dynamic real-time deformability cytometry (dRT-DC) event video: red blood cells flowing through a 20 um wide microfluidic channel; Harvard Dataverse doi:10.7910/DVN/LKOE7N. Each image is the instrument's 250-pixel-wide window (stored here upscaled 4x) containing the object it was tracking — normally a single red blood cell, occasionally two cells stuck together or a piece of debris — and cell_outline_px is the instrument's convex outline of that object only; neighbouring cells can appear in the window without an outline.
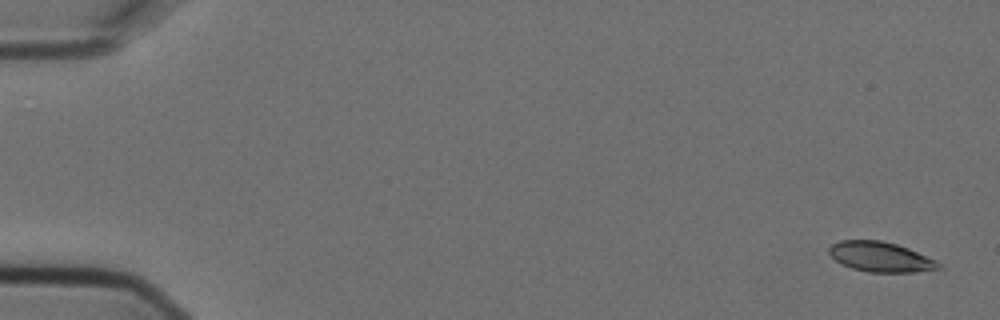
{"species": "Egyptian fruit bat (a non-hibernating species)", "species_latin": "Rousettus aegyptiacus", "temperature_condition": "cold", "stored_images_in_passage": 8, "camera_frame_rate_fps": 3000, "um_per_image_px": 0.085, "animal": {"sex": "female"}, "frame": {"image": 1, "passage_image": 1, "time_ms": 0.0, "image_size_px": [1000, 320], "cell_outline_px": [[944, 268], [912, 272], [868, 272], [852, 268], [840, 264], [828, 252], [828, 248], [832, 244], [840, 240], [880, 240], [896, 244], [908, 248], [936, 260]], "centroid_in_image_um": [74.84, 21.83], "position_along_channel_um": 10.2, "area_um2": 19.13}}
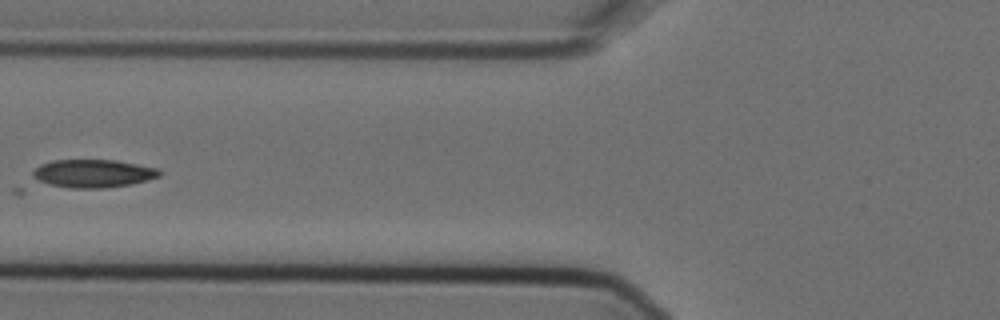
{"frame": {"image": 2, "passage_image": 7, "time_ms": 2.0, "image_size_px": [1000, 320], "cell_outline_px": [[160, 176], [148, 180], [132, 184], [104, 188], [68, 188], [48, 184], [32, 180], [32, 172], [40, 164], [52, 160], [116, 160], [160, 168]], "centroid_in_image_um": [7.89, 14.75], "position_along_channel_um": 117.9, "area_um2": 21.04}}
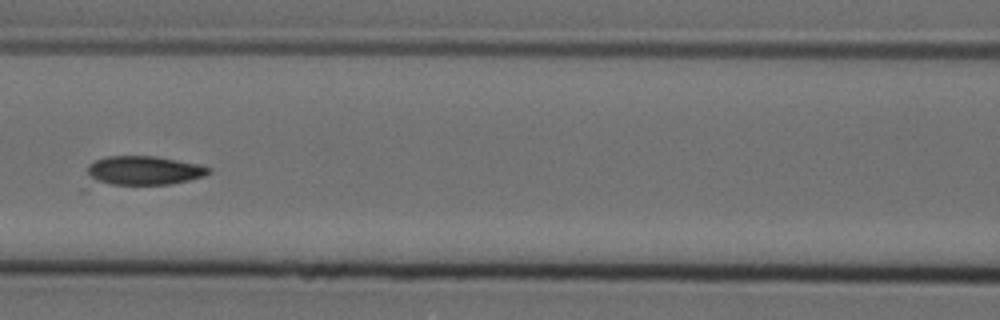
{"frame": {"image": 3, "passage_image": 8, "time_ms": 2.333, "image_size_px": [1000, 320], "cell_outline_px": [[212, 172], [204, 176], [172, 184], [84, 192], [80, 188], [88, 164], [96, 160], [108, 156], [156, 156], [200, 164], [212, 168]], "centroid_in_image_um": [11.79, 14.67], "position_along_channel_um": 154.8, "area_um2": 24.1}}